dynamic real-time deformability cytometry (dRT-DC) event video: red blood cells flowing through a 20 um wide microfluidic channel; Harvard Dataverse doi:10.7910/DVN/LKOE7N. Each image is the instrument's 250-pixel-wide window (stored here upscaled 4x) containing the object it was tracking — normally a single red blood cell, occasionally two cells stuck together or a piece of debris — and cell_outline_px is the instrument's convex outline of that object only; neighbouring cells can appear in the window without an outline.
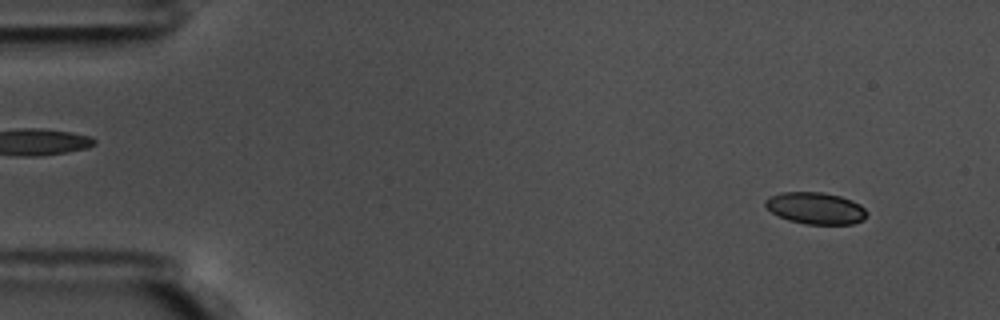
{"species": "common noctule bat (a hibernating species)", "species_latin": "Nyctalus noctula", "temperature_condition": "warm", "stored_images_in_passage": 44, "camera_frame_rate_fps": 3000, "um_per_image_px": 0.085, "animal": {"sex": "male", "body_mass_g": 17.5, "forearm_length_mm": 52.3}, "frame": {"image": 1, "passage_image": 5, "time_ms": 1.333, "image_size_px": [1000, 320], "cell_outline_px": [[864, 216], [860, 220], [844, 224], [816, 224], [796, 220], [784, 216], [768, 208], [768, 204], [800, 192], [804, 192], [836, 196], [848, 200], [856, 204], [864, 212]], "centroid_in_image_um": [69.52, 17.75], "position_along_channel_um": 15.5, "area_um2": 15.72}}
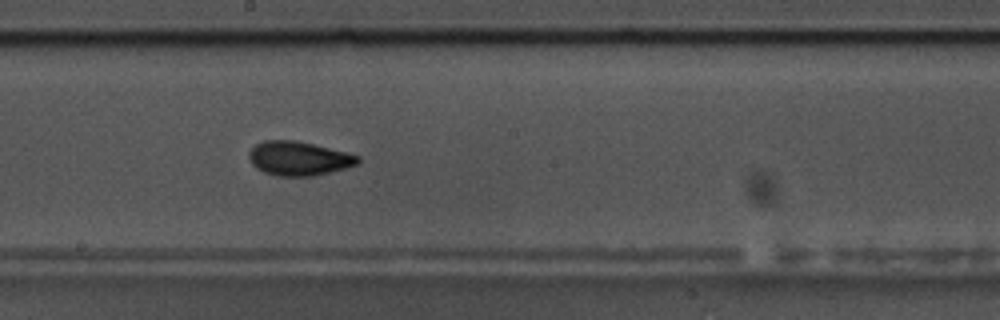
{"frame": {"image": 2, "passage_image": 32, "time_ms": 10.333, "image_size_px": [1000, 320], "cell_outline_px": [[356, 160], [348, 164], [316, 172], [276, 172], [264, 168], [256, 164], [252, 156], [252, 152], [256, 148], [264, 144], [304, 144], [352, 156]], "centroid_in_image_um": [25.35, 13.44], "position_along_channel_um": 222.9, "area_um2": 15.9}}
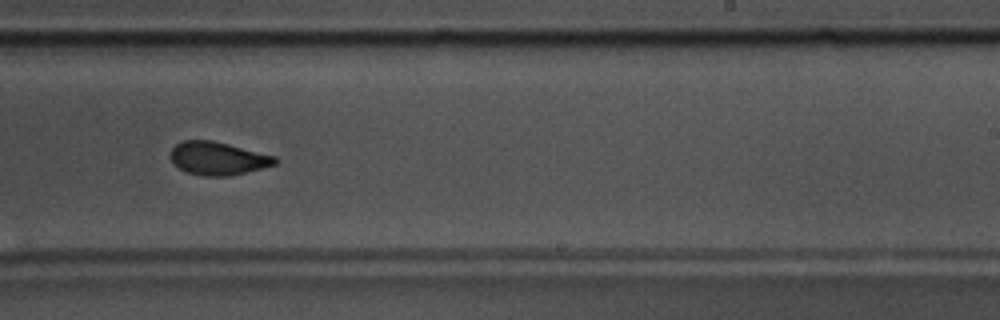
{"frame": {"image": 3, "passage_image": 36, "time_ms": 11.667, "image_size_px": [1000, 320], "cell_outline_px": [[276, 160], [272, 164], [236, 172], [196, 172], [184, 168], [172, 156], [172, 152], [180, 144], [220, 144], [268, 156]], "centroid_in_image_um": [18.54, 13.46], "position_along_channel_um": 270.5, "area_um2": 15.55}, "authors_computed_cell_mechanics": {"area_um2": 15.8661, "velocity_mm_per_s": 3.5812, "shape_relaxation_time_tau1_ms": null, "shape_relaxation_time_tau2_ms": 5.7943, "deformation_change_tau1": null, "deformation_change_tau2": 0.0626}}